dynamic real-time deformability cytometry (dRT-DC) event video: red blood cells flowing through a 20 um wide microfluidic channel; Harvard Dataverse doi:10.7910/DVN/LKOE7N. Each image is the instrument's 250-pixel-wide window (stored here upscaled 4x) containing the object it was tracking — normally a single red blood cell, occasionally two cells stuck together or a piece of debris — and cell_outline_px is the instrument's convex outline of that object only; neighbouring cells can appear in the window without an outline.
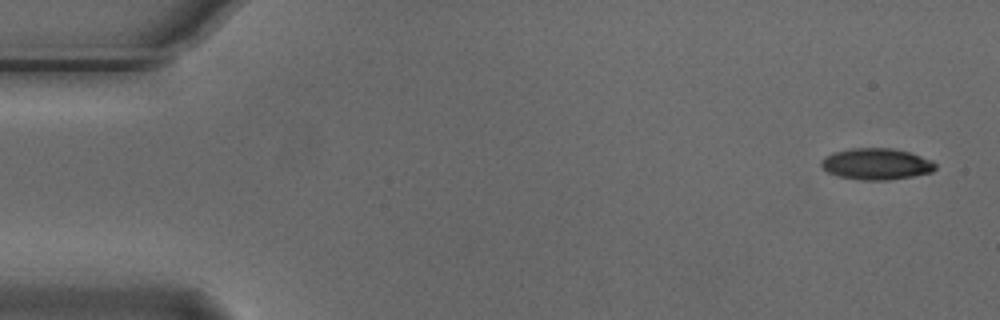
{"species": "Egyptian fruit bat (a non-hibernating species)", "species_latin": "Rousettus aegyptiacus", "temperature_condition": "cold", "stored_images_in_passage": 8, "camera_frame_rate_fps": 3000, "um_per_image_px": 0.085, "animal": {"sex": "male"}, "frame": {"image": 1, "passage_image": 1, "time_ms": 0.0, "image_size_px": [1000, 320], "cell_outline_px": [[936, 168], [932, 172], [912, 176], [888, 180], [864, 180], [840, 176], [828, 172], [820, 164], [820, 160], [824, 156], [836, 152], [852, 148], [892, 148], [908, 152], [932, 160], [936, 164]], "centroid_in_image_um": [74.5, 13.93], "position_along_channel_um": 10.5, "area_um2": 20.69}}
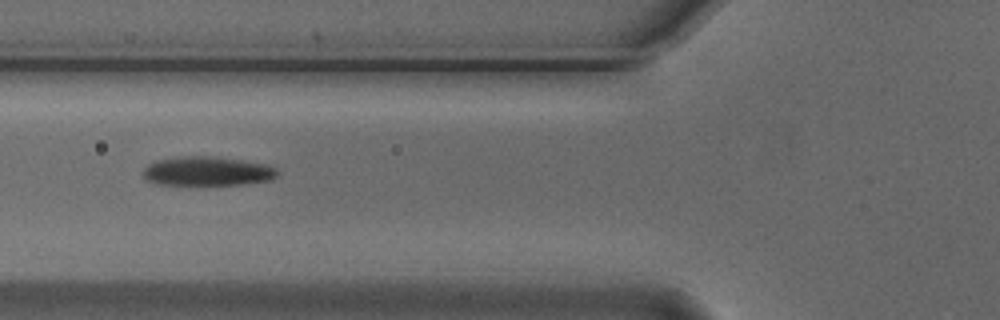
{"frame": {"image": 2, "passage_image": 6, "time_ms": 1.667, "image_size_px": [1000, 320], "cell_outline_px": [[280, 172], [272, 180], [244, 184], [160, 184], [144, 180], [144, 168], [148, 164], [156, 160], [184, 156], [208, 156], [240, 160], [268, 164], [276, 168]], "centroid_in_image_um": [17.65, 14.55], "position_along_channel_um": 108.2, "area_um2": 22.72}}
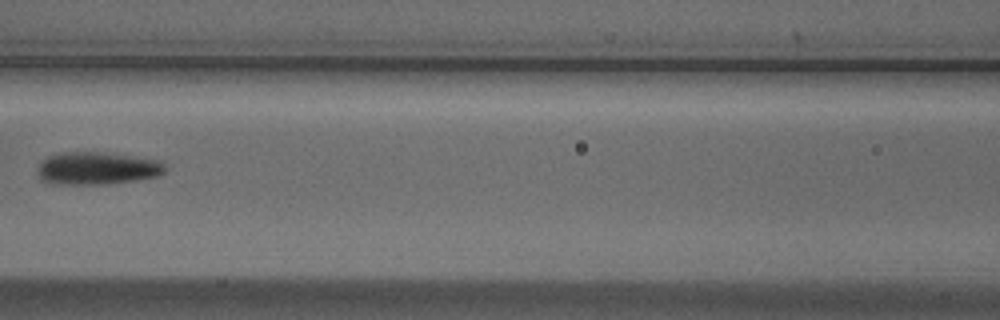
{"frame": {"image": 3, "passage_image": 7, "time_ms": 2.0, "image_size_px": [1000, 320], "cell_outline_px": [[168, 168], [160, 176], [108, 184], [60, 184], [44, 180], [36, 172], [36, 168], [48, 156], [60, 152], [100, 152], [160, 160]], "centroid_in_image_um": [8.28, 14.3], "position_along_channel_um": 158.3, "area_um2": 24.16}}